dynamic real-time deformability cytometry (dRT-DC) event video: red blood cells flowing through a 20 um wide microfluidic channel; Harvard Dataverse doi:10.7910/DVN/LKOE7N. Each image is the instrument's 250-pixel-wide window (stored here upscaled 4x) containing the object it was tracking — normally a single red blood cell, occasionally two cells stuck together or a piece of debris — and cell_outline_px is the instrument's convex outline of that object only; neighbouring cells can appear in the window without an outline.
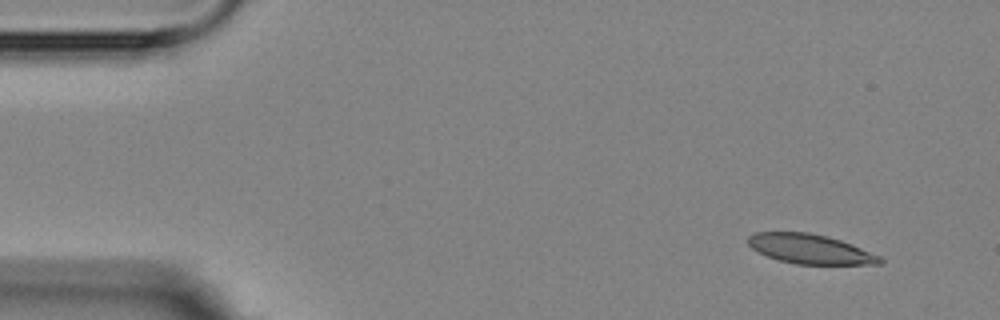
{"species": "Egyptian fruit bat (a non-hibernating species)", "species_latin": "Rousettus aegyptiacus", "temperature_condition": "room temperature", "stored_images_in_passage": 7, "camera_frame_rate_fps": 3000, "um_per_image_px": 0.085, "animal": {"sex": "female"}, "frame": {"image": 1, "passage_image": 1, "time_ms": 0.0, "image_size_px": [1000, 320], "cell_outline_px": [[884, 260], [880, 264], [796, 264], [780, 260], [768, 256], [752, 248], [748, 244], [748, 236], [756, 232], [808, 232], [840, 240], [880, 256]], "centroid_in_image_um": [68.85, 21.16], "position_along_channel_um": 16.2, "area_um2": 22.31}}
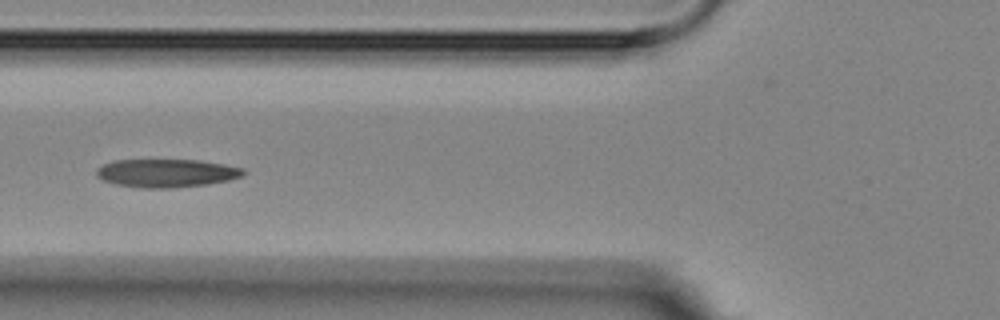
{"frame": {"image": 2, "passage_image": 5, "time_ms": 5.333, "image_size_px": [1000, 320], "cell_outline_px": [[248, 172], [244, 176], [228, 180], [208, 184], [172, 188], [144, 188], [116, 184], [104, 180], [96, 176], [96, 168], [112, 160], [196, 160], [224, 164], [244, 168]], "centroid_in_image_um": [14.18, 14.71], "position_along_channel_um": 111.6, "area_um2": 24.28}}
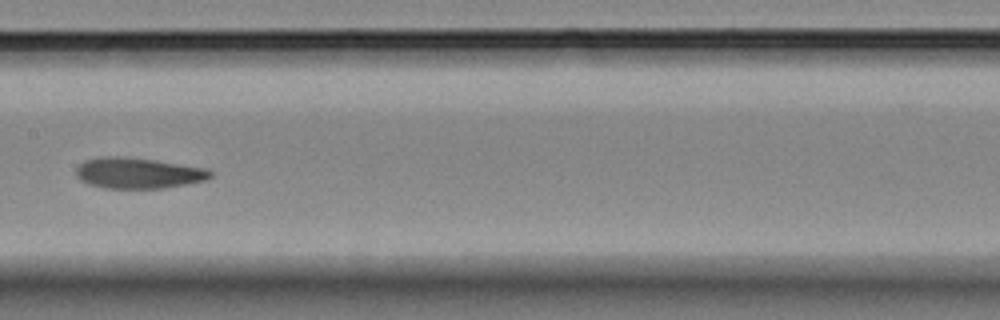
{"frame": {"image": 3, "passage_image": 7, "time_ms": 7.667, "image_size_px": [1000, 320], "cell_outline_px": [[212, 176], [204, 180], [164, 188], [104, 188], [88, 184], [80, 180], [76, 176], [76, 168], [84, 160], [100, 156], [124, 156], [156, 160], [208, 168], [212, 172]], "centroid_in_image_um": [11.71, 14.7], "position_along_channel_um": 195.7, "area_um2": 24.28}}